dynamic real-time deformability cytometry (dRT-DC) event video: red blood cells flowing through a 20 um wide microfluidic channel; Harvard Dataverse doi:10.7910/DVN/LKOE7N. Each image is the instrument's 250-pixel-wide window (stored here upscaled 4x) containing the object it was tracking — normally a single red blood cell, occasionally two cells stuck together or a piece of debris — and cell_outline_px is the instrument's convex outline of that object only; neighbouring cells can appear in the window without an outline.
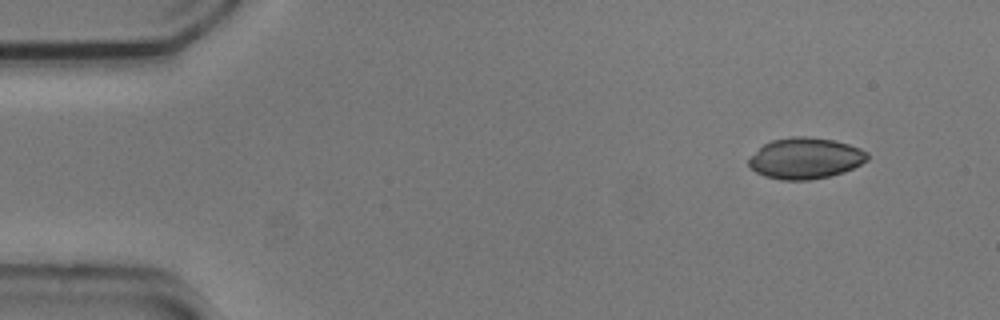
{"species": "common noctule bat (a hibernating species)", "species_latin": "Nyctalus noctula", "temperature_condition": "cold", "stored_images_in_passage": 50, "camera_frame_rate_fps": 3000, "um_per_image_px": 0.085, "animal": {"sex": "male", "body_mass_g": 20.5, "forearm_length_mm": 52.5}, "frame": {"image": 1, "passage_image": 1, "time_ms": 0.0, "image_size_px": [1000, 320], "cell_outline_px": [[868, 160], [844, 172], [828, 176], [808, 180], [780, 180], [764, 176], [756, 172], [748, 164], [748, 160], [764, 144], [772, 140], [792, 136], [808, 136], [832, 140], [848, 144], [860, 148], [868, 152]], "centroid_in_image_um": [68.46, 13.45], "position_along_channel_um": 16.5, "area_um2": 28.26}}
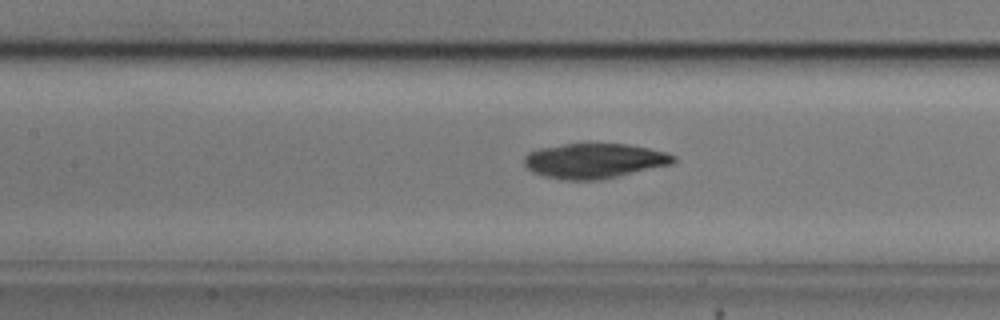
{"frame": {"image": 2, "passage_image": 20, "time_ms": 6.333, "image_size_px": [1000, 320], "cell_outline_px": [[676, 160], [672, 164], [600, 180], [564, 180], [544, 176], [532, 172], [524, 164], [524, 156], [528, 152], [540, 148], [588, 140], [628, 144], [668, 152], [676, 156]], "centroid_in_image_um": [50.52, 13.63], "position_along_channel_um": 156.9, "area_um2": 31.39}}
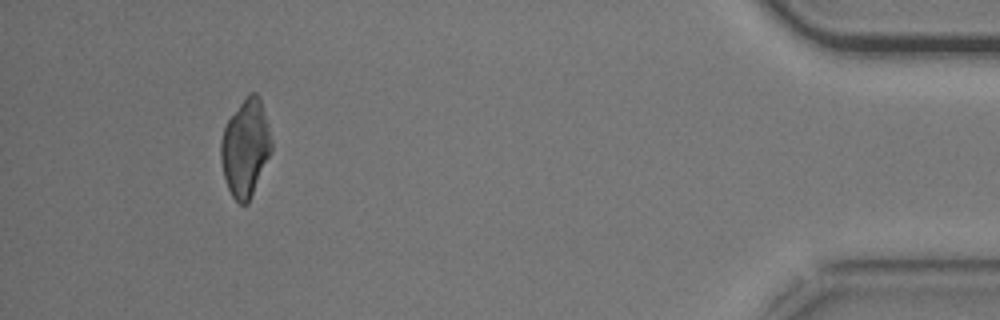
{"frame": {"image": 3, "passage_image": 46, "time_ms": 15.0, "image_size_px": [1000, 320], "cell_outline_px": [[272, 152], [248, 204], [240, 204], [232, 196], [228, 188], [224, 176], [220, 160], [220, 140], [224, 128], [228, 120], [248, 92], [256, 92], [260, 96], [268, 124], [272, 140]], "centroid_in_image_um": [20.87, 12.56], "position_along_channel_um": 414.3, "area_um2": 28.9}}